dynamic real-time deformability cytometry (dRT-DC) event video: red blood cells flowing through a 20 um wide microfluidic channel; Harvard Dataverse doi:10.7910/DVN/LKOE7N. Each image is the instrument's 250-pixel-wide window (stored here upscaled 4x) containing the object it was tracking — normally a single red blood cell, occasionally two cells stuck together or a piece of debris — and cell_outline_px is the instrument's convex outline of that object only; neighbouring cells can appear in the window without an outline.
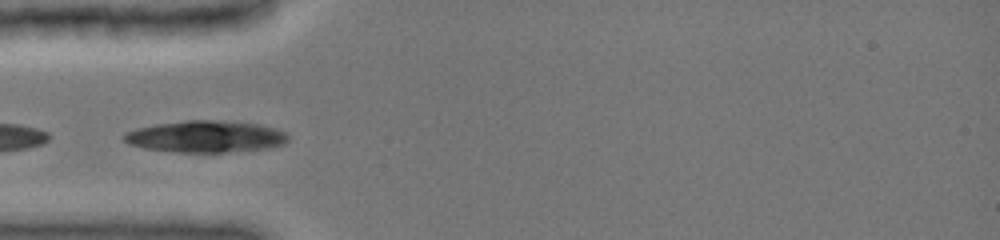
{"species": "common noctule bat (a hibernating species)", "species_latin": "Nyctalus noctula", "temperature_condition": "cold", "stored_images_in_passage": 12, "camera_frame_rate_fps": 3000, "um_per_image_px": 0.085, "animal": {"sex": "female", "body_mass_g": 19.0, "forearm_length_mm": 51.5}, "frame": {"image": 1, "passage_image": 9, "time_ms": 2.667, "image_size_px": [1000, 240], "cell_outline_px": [[288, 140], [284, 144], [268, 148], [224, 152], [176, 152], [144, 148], [128, 144], [120, 136], [124, 132], [136, 128], [156, 124], [184, 120], [216, 120], [260, 124], [276, 128], [284, 132], [288, 136]], "centroid_in_image_um": [17.44, 11.6], "position_along_channel_um": 67.6, "area_um2": 30.52}}